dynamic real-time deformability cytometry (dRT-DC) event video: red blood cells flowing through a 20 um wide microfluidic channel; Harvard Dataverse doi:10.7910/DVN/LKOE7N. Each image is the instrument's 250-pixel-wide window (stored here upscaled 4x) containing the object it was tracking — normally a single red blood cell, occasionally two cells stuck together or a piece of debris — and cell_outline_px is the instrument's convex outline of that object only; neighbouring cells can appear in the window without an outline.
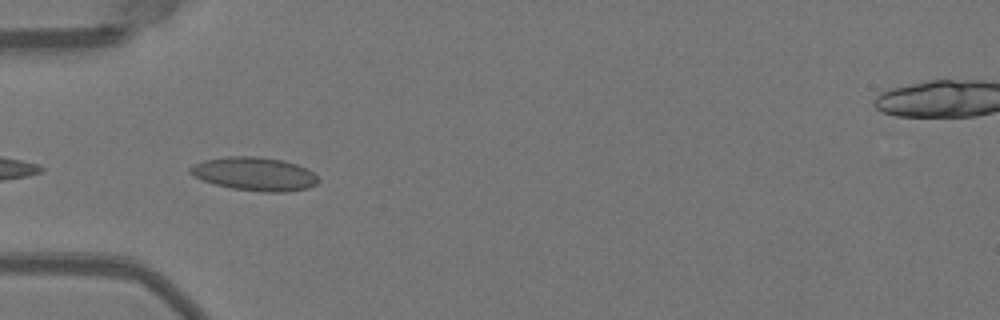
{"species": "Egyptian fruit bat (a non-hibernating species)", "species_latin": "Rousettus aegyptiacus", "temperature_condition": "warm", "stored_images_in_passage": 10, "camera_frame_rate_fps": 3000, "um_per_image_px": 0.085, "animal": {"sex": "female"}, "frame": {"image": 1, "passage_image": 2, "time_ms": 0.333, "image_size_px": [1000, 320], "cell_outline_px": [[320, 180], [316, 184], [308, 188], [284, 192], [264, 192], [232, 188], [216, 184], [192, 176], [188, 172], [188, 168], [192, 164], [204, 160], [228, 156], [256, 156], [284, 160], [296, 164], [312, 172]], "centroid_in_image_um": [21.61, 14.77], "position_along_channel_um": 63.4, "area_um2": 24.97}}
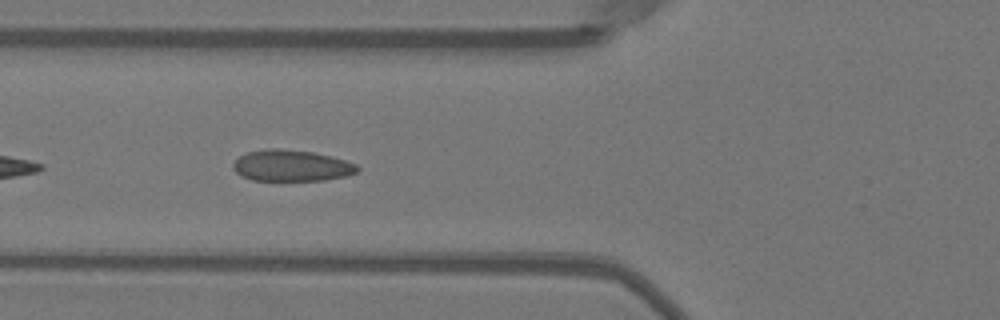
{"frame": {"image": 2, "passage_image": 5, "time_ms": 1.333, "image_size_px": [1000, 320], "cell_outline_px": [[360, 168], [356, 172], [348, 176], [324, 180], [252, 180], [240, 176], [232, 168], [232, 164], [240, 156], [248, 152], [272, 148], [276, 148], [312, 152], [344, 160], [356, 164]], "centroid_in_image_um": [24.76, 14.09], "position_along_channel_um": 101.0, "area_um2": 22.48}}
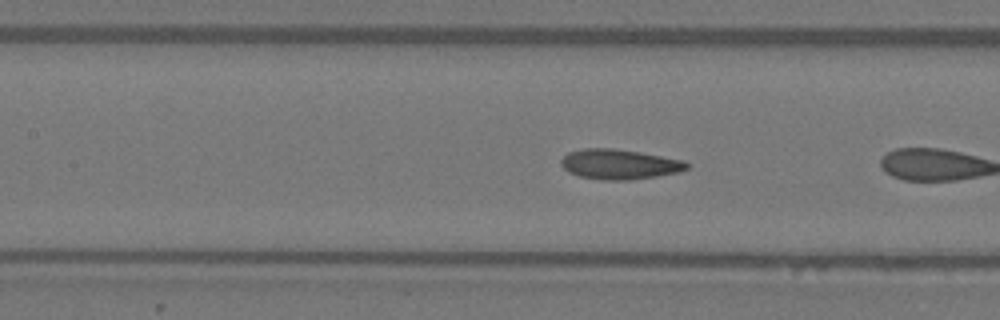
{"frame": {"image": 3, "passage_image": 7, "time_ms": 2.0, "image_size_px": [1000, 320], "cell_outline_px": [[688, 168], [680, 172], [656, 176], [628, 180], [600, 180], [580, 176], [568, 172], [560, 164], [560, 160], [568, 152], [584, 148], [612, 148], [640, 152], [684, 160], [688, 164]], "centroid_in_image_um": [52.63, 13.96], "position_along_channel_um": 154.8, "area_um2": 22.02}}